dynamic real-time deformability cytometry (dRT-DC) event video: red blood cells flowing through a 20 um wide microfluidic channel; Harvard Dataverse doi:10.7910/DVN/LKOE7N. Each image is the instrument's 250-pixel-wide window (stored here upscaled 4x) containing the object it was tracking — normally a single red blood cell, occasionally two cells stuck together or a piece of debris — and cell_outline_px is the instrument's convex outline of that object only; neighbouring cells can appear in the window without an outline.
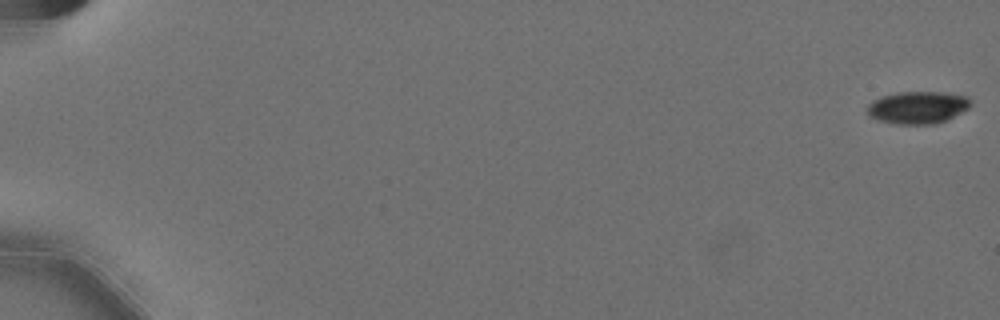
{"species": "Egyptian fruit bat (a non-hibernating species)", "species_latin": "Rousettus aegyptiacus", "temperature_condition": "cold", "stored_images_in_passage": 60, "camera_frame_rate_fps": 3000, "um_per_image_px": 0.085, "animal": {"sex": "female"}, "frame": {"image": 1, "passage_image": 1, "time_ms": 0.0, "image_size_px": [1000, 320], "cell_outline_px": [[972, 104], [968, 108], [936, 124], [900, 124], [880, 120], [872, 116], [868, 112], [868, 104], [872, 100], [880, 96], [896, 92], [944, 92], [968, 96], [972, 100]], "centroid_in_image_um": [78.02, 9.11], "position_along_channel_um": 7.0, "area_um2": 19.36}}
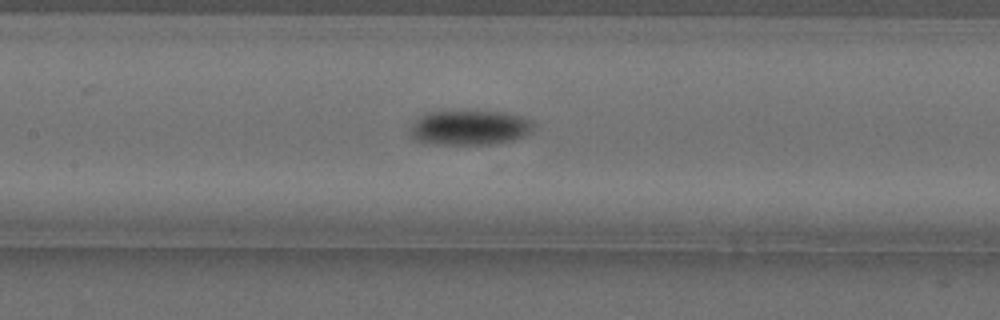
{"frame": {"image": 2, "passage_image": 30, "time_ms": 9.667, "image_size_px": [1000, 320], "cell_outline_px": [[536, 124], [532, 132], [524, 136], [512, 140], [488, 144], [436, 144], [416, 140], [408, 132], [412, 124], [420, 116], [428, 112], [480, 108], [508, 112], [524, 116], [532, 120]], "centroid_in_image_um": [39.98, 10.78], "position_along_channel_um": 167.4, "area_um2": 26.18}}
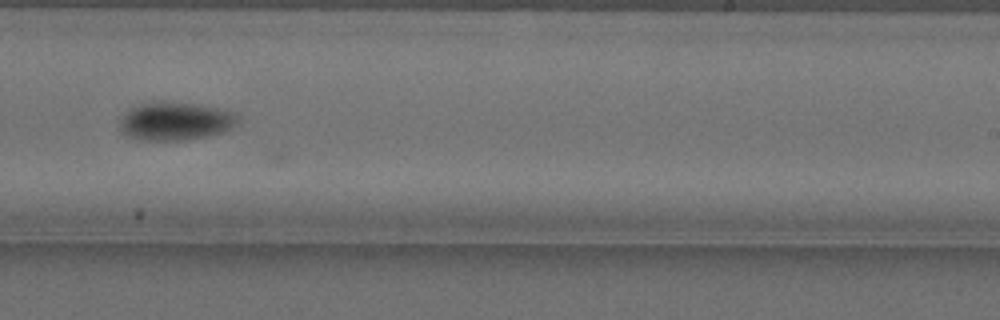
{"frame": {"image": 3, "passage_image": 39, "time_ms": 12.667, "image_size_px": [1000, 320], "cell_outline_px": [[240, 116], [236, 124], [224, 132], [184, 140], [140, 140], [128, 136], [120, 128], [120, 120], [128, 108], [140, 104], [164, 100], [196, 104], [216, 108], [232, 112]], "centroid_in_image_um": [14.88, 10.28], "position_along_channel_um": 274.1, "area_um2": 26.3}}